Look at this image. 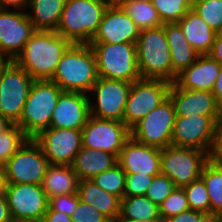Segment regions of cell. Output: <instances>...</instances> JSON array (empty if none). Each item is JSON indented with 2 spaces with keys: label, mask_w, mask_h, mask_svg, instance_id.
<instances>
[{
  "label": "cell",
  "mask_w": 222,
  "mask_h": 222,
  "mask_svg": "<svg viewBox=\"0 0 222 222\" xmlns=\"http://www.w3.org/2000/svg\"><path fill=\"white\" fill-rule=\"evenodd\" d=\"M71 44L57 31L37 30L13 61L33 80H52L60 58Z\"/></svg>",
  "instance_id": "cell-1"
},
{
  "label": "cell",
  "mask_w": 222,
  "mask_h": 222,
  "mask_svg": "<svg viewBox=\"0 0 222 222\" xmlns=\"http://www.w3.org/2000/svg\"><path fill=\"white\" fill-rule=\"evenodd\" d=\"M96 57L89 44L72 43L63 53L52 77L63 91L88 94L97 82Z\"/></svg>",
  "instance_id": "cell-2"
},
{
  "label": "cell",
  "mask_w": 222,
  "mask_h": 222,
  "mask_svg": "<svg viewBox=\"0 0 222 222\" xmlns=\"http://www.w3.org/2000/svg\"><path fill=\"white\" fill-rule=\"evenodd\" d=\"M106 6L102 0H66L57 32L75 44H89Z\"/></svg>",
  "instance_id": "cell-3"
},
{
  "label": "cell",
  "mask_w": 222,
  "mask_h": 222,
  "mask_svg": "<svg viewBox=\"0 0 222 222\" xmlns=\"http://www.w3.org/2000/svg\"><path fill=\"white\" fill-rule=\"evenodd\" d=\"M136 53L142 79H162L173 83L171 53L163 25L140 31Z\"/></svg>",
  "instance_id": "cell-4"
},
{
  "label": "cell",
  "mask_w": 222,
  "mask_h": 222,
  "mask_svg": "<svg viewBox=\"0 0 222 222\" xmlns=\"http://www.w3.org/2000/svg\"><path fill=\"white\" fill-rule=\"evenodd\" d=\"M63 90L52 80H34L17 125L28 138L50 127L51 116Z\"/></svg>",
  "instance_id": "cell-5"
},
{
  "label": "cell",
  "mask_w": 222,
  "mask_h": 222,
  "mask_svg": "<svg viewBox=\"0 0 222 222\" xmlns=\"http://www.w3.org/2000/svg\"><path fill=\"white\" fill-rule=\"evenodd\" d=\"M96 57L98 77L134 82L141 79L134 43H89Z\"/></svg>",
  "instance_id": "cell-6"
},
{
  "label": "cell",
  "mask_w": 222,
  "mask_h": 222,
  "mask_svg": "<svg viewBox=\"0 0 222 222\" xmlns=\"http://www.w3.org/2000/svg\"><path fill=\"white\" fill-rule=\"evenodd\" d=\"M209 160L205 151L169 145L161 149V174L169 177L176 187L183 188L201 177Z\"/></svg>",
  "instance_id": "cell-7"
},
{
  "label": "cell",
  "mask_w": 222,
  "mask_h": 222,
  "mask_svg": "<svg viewBox=\"0 0 222 222\" xmlns=\"http://www.w3.org/2000/svg\"><path fill=\"white\" fill-rule=\"evenodd\" d=\"M49 165L39 144L34 139L28 138L3 166L5 182L42 185Z\"/></svg>",
  "instance_id": "cell-8"
},
{
  "label": "cell",
  "mask_w": 222,
  "mask_h": 222,
  "mask_svg": "<svg viewBox=\"0 0 222 222\" xmlns=\"http://www.w3.org/2000/svg\"><path fill=\"white\" fill-rule=\"evenodd\" d=\"M131 85L132 82L98 77L87 94L90 115L122 122Z\"/></svg>",
  "instance_id": "cell-9"
},
{
  "label": "cell",
  "mask_w": 222,
  "mask_h": 222,
  "mask_svg": "<svg viewBox=\"0 0 222 222\" xmlns=\"http://www.w3.org/2000/svg\"><path fill=\"white\" fill-rule=\"evenodd\" d=\"M171 84L162 79L141 78L132 82L122 122L131 130L169 97Z\"/></svg>",
  "instance_id": "cell-10"
},
{
  "label": "cell",
  "mask_w": 222,
  "mask_h": 222,
  "mask_svg": "<svg viewBox=\"0 0 222 222\" xmlns=\"http://www.w3.org/2000/svg\"><path fill=\"white\" fill-rule=\"evenodd\" d=\"M34 80L13 60L0 72V114L17 124Z\"/></svg>",
  "instance_id": "cell-11"
},
{
  "label": "cell",
  "mask_w": 222,
  "mask_h": 222,
  "mask_svg": "<svg viewBox=\"0 0 222 222\" xmlns=\"http://www.w3.org/2000/svg\"><path fill=\"white\" fill-rule=\"evenodd\" d=\"M175 118L174 104L168 97L130 130L131 137L138 143L163 149L171 145Z\"/></svg>",
  "instance_id": "cell-12"
},
{
  "label": "cell",
  "mask_w": 222,
  "mask_h": 222,
  "mask_svg": "<svg viewBox=\"0 0 222 222\" xmlns=\"http://www.w3.org/2000/svg\"><path fill=\"white\" fill-rule=\"evenodd\" d=\"M82 146L97 149L119 157L125 142L131 137L130 129L120 121L89 116L82 128Z\"/></svg>",
  "instance_id": "cell-13"
},
{
  "label": "cell",
  "mask_w": 222,
  "mask_h": 222,
  "mask_svg": "<svg viewBox=\"0 0 222 222\" xmlns=\"http://www.w3.org/2000/svg\"><path fill=\"white\" fill-rule=\"evenodd\" d=\"M4 193L12 218L42 222L49 199L41 185L6 184Z\"/></svg>",
  "instance_id": "cell-14"
},
{
  "label": "cell",
  "mask_w": 222,
  "mask_h": 222,
  "mask_svg": "<svg viewBox=\"0 0 222 222\" xmlns=\"http://www.w3.org/2000/svg\"><path fill=\"white\" fill-rule=\"evenodd\" d=\"M216 136V122L208 115L176 117L171 145L211 153Z\"/></svg>",
  "instance_id": "cell-15"
},
{
  "label": "cell",
  "mask_w": 222,
  "mask_h": 222,
  "mask_svg": "<svg viewBox=\"0 0 222 222\" xmlns=\"http://www.w3.org/2000/svg\"><path fill=\"white\" fill-rule=\"evenodd\" d=\"M33 139L50 164L71 165L82 148V132L76 129L49 127Z\"/></svg>",
  "instance_id": "cell-16"
},
{
  "label": "cell",
  "mask_w": 222,
  "mask_h": 222,
  "mask_svg": "<svg viewBox=\"0 0 222 222\" xmlns=\"http://www.w3.org/2000/svg\"><path fill=\"white\" fill-rule=\"evenodd\" d=\"M36 31L25 11L0 9V51L11 60Z\"/></svg>",
  "instance_id": "cell-17"
},
{
  "label": "cell",
  "mask_w": 222,
  "mask_h": 222,
  "mask_svg": "<svg viewBox=\"0 0 222 222\" xmlns=\"http://www.w3.org/2000/svg\"><path fill=\"white\" fill-rule=\"evenodd\" d=\"M169 97L174 104L176 117L208 115L216 122L222 108L212 92L183 89L175 82L171 84Z\"/></svg>",
  "instance_id": "cell-18"
},
{
  "label": "cell",
  "mask_w": 222,
  "mask_h": 222,
  "mask_svg": "<svg viewBox=\"0 0 222 222\" xmlns=\"http://www.w3.org/2000/svg\"><path fill=\"white\" fill-rule=\"evenodd\" d=\"M140 30L122 8H106L97 33L90 43H134Z\"/></svg>",
  "instance_id": "cell-19"
},
{
  "label": "cell",
  "mask_w": 222,
  "mask_h": 222,
  "mask_svg": "<svg viewBox=\"0 0 222 222\" xmlns=\"http://www.w3.org/2000/svg\"><path fill=\"white\" fill-rule=\"evenodd\" d=\"M89 116L87 94L62 91L52 112L50 127L82 130Z\"/></svg>",
  "instance_id": "cell-20"
},
{
  "label": "cell",
  "mask_w": 222,
  "mask_h": 222,
  "mask_svg": "<svg viewBox=\"0 0 222 222\" xmlns=\"http://www.w3.org/2000/svg\"><path fill=\"white\" fill-rule=\"evenodd\" d=\"M161 149L138 143L130 137L120 151L117 163L126 174H161Z\"/></svg>",
  "instance_id": "cell-21"
},
{
  "label": "cell",
  "mask_w": 222,
  "mask_h": 222,
  "mask_svg": "<svg viewBox=\"0 0 222 222\" xmlns=\"http://www.w3.org/2000/svg\"><path fill=\"white\" fill-rule=\"evenodd\" d=\"M220 64L209 54L199 55L196 61L179 73L174 81L180 88L212 92Z\"/></svg>",
  "instance_id": "cell-22"
},
{
  "label": "cell",
  "mask_w": 222,
  "mask_h": 222,
  "mask_svg": "<svg viewBox=\"0 0 222 222\" xmlns=\"http://www.w3.org/2000/svg\"><path fill=\"white\" fill-rule=\"evenodd\" d=\"M163 27L170 48L174 82L177 75L193 64L200 54L188 44L177 22L164 23Z\"/></svg>",
  "instance_id": "cell-23"
},
{
  "label": "cell",
  "mask_w": 222,
  "mask_h": 222,
  "mask_svg": "<svg viewBox=\"0 0 222 222\" xmlns=\"http://www.w3.org/2000/svg\"><path fill=\"white\" fill-rule=\"evenodd\" d=\"M115 164H117L115 155L82 146L71 167L79 180H91L94 176L109 170Z\"/></svg>",
  "instance_id": "cell-24"
},
{
  "label": "cell",
  "mask_w": 222,
  "mask_h": 222,
  "mask_svg": "<svg viewBox=\"0 0 222 222\" xmlns=\"http://www.w3.org/2000/svg\"><path fill=\"white\" fill-rule=\"evenodd\" d=\"M177 23L180 25L188 44L200 55L211 52L216 32L194 10H189Z\"/></svg>",
  "instance_id": "cell-25"
},
{
  "label": "cell",
  "mask_w": 222,
  "mask_h": 222,
  "mask_svg": "<svg viewBox=\"0 0 222 222\" xmlns=\"http://www.w3.org/2000/svg\"><path fill=\"white\" fill-rule=\"evenodd\" d=\"M77 194L81 202L94 206L111 222L120 215L121 198L106 192L91 180H79Z\"/></svg>",
  "instance_id": "cell-26"
},
{
  "label": "cell",
  "mask_w": 222,
  "mask_h": 222,
  "mask_svg": "<svg viewBox=\"0 0 222 222\" xmlns=\"http://www.w3.org/2000/svg\"><path fill=\"white\" fill-rule=\"evenodd\" d=\"M79 178L71 165L50 164L42 182L48 199L65 194L77 193Z\"/></svg>",
  "instance_id": "cell-27"
},
{
  "label": "cell",
  "mask_w": 222,
  "mask_h": 222,
  "mask_svg": "<svg viewBox=\"0 0 222 222\" xmlns=\"http://www.w3.org/2000/svg\"><path fill=\"white\" fill-rule=\"evenodd\" d=\"M66 0H30L26 12L36 30L56 31Z\"/></svg>",
  "instance_id": "cell-28"
},
{
  "label": "cell",
  "mask_w": 222,
  "mask_h": 222,
  "mask_svg": "<svg viewBox=\"0 0 222 222\" xmlns=\"http://www.w3.org/2000/svg\"><path fill=\"white\" fill-rule=\"evenodd\" d=\"M120 218L143 221L161 217L159 206L146 196H124L121 199Z\"/></svg>",
  "instance_id": "cell-29"
},
{
  "label": "cell",
  "mask_w": 222,
  "mask_h": 222,
  "mask_svg": "<svg viewBox=\"0 0 222 222\" xmlns=\"http://www.w3.org/2000/svg\"><path fill=\"white\" fill-rule=\"evenodd\" d=\"M122 9L140 31L163 25L151 0H129Z\"/></svg>",
  "instance_id": "cell-30"
},
{
  "label": "cell",
  "mask_w": 222,
  "mask_h": 222,
  "mask_svg": "<svg viewBox=\"0 0 222 222\" xmlns=\"http://www.w3.org/2000/svg\"><path fill=\"white\" fill-rule=\"evenodd\" d=\"M210 198V212L222 214V166L209 160L201 174Z\"/></svg>",
  "instance_id": "cell-31"
},
{
  "label": "cell",
  "mask_w": 222,
  "mask_h": 222,
  "mask_svg": "<svg viewBox=\"0 0 222 222\" xmlns=\"http://www.w3.org/2000/svg\"><path fill=\"white\" fill-rule=\"evenodd\" d=\"M161 22H179L192 9L193 0H151Z\"/></svg>",
  "instance_id": "cell-32"
},
{
  "label": "cell",
  "mask_w": 222,
  "mask_h": 222,
  "mask_svg": "<svg viewBox=\"0 0 222 222\" xmlns=\"http://www.w3.org/2000/svg\"><path fill=\"white\" fill-rule=\"evenodd\" d=\"M91 181L110 194L121 199L124 197L126 173L118 163L109 170L94 176Z\"/></svg>",
  "instance_id": "cell-33"
},
{
  "label": "cell",
  "mask_w": 222,
  "mask_h": 222,
  "mask_svg": "<svg viewBox=\"0 0 222 222\" xmlns=\"http://www.w3.org/2000/svg\"><path fill=\"white\" fill-rule=\"evenodd\" d=\"M27 139L28 137L17 124H12L0 135L1 167L6 164V162L17 152Z\"/></svg>",
  "instance_id": "cell-34"
},
{
  "label": "cell",
  "mask_w": 222,
  "mask_h": 222,
  "mask_svg": "<svg viewBox=\"0 0 222 222\" xmlns=\"http://www.w3.org/2000/svg\"><path fill=\"white\" fill-rule=\"evenodd\" d=\"M194 10L215 32L222 30V0H193Z\"/></svg>",
  "instance_id": "cell-35"
},
{
  "label": "cell",
  "mask_w": 222,
  "mask_h": 222,
  "mask_svg": "<svg viewBox=\"0 0 222 222\" xmlns=\"http://www.w3.org/2000/svg\"><path fill=\"white\" fill-rule=\"evenodd\" d=\"M183 188L191 210L210 213V198L206 184L201 177Z\"/></svg>",
  "instance_id": "cell-36"
},
{
  "label": "cell",
  "mask_w": 222,
  "mask_h": 222,
  "mask_svg": "<svg viewBox=\"0 0 222 222\" xmlns=\"http://www.w3.org/2000/svg\"><path fill=\"white\" fill-rule=\"evenodd\" d=\"M190 209L184 188L175 190L159 205L160 216L165 220Z\"/></svg>",
  "instance_id": "cell-37"
},
{
  "label": "cell",
  "mask_w": 222,
  "mask_h": 222,
  "mask_svg": "<svg viewBox=\"0 0 222 222\" xmlns=\"http://www.w3.org/2000/svg\"><path fill=\"white\" fill-rule=\"evenodd\" d=\"M175 188L174 182L169 177L159 174L154 176L145 196L159 206Z\"/></svg>",
  "instance_id": "cell-38"
},
{
  "label": "cell",
  "mask_w": 222,
  "mask_h": 222,
  "mask_svg": "<svg viewBox=\"0 0 222 222\" xmlns=\"http://www.w3.org/2000/svg\"><path fill=\"white\" fill-rule=\"evenodd\" d=\"M153 178L141 173L126 174L124 196H145Z\"/></svg>",
  "instance_id": "cell-39"
},
{
  "label": "cell",
  "mask_w": 222,
  "mask_h": 222,
  "mask_svg": "<svg viewBox=\"0 0 222 222\" xmlns=\"http://www.w3.org/2000/svg\"><path fill=\"white\" fill-rule=\"evenodd\" d=\"M73 222H111L103 213L94 206L83 203L80 200L71 215Z\"/></svg>",
  "instance_id": "cell-40"
},
{
  "label": "cell",
  "mask_w": 222,
  "mask_h": 222,
  "mask_svg": "<svg viewBox=\"0 0 222 222\" xmlns=\"http://www.w3.org/2000/svg\"><path fill=\"white\" fill-rule=\"evenodd\" d=\"M79 197L77 193L58 195L49 199L48 206L55 211L71 216L78 204Z\"/></svg>",
  "instance_id": "cell-41"
},
{
  "label": "cell",
  "mask_w": 222,
  "mask_h": 222,
  "mask_svg": "<svg viewBox=\"0 0 222 222\" xmlns=\"http://www.w3.org/2000/svg\"><path fill=\"white\" fill-rule=\"evenodd\" d=\"M203 212L188 209L175 216L165 219V222H198Z\"/></svg>",
  "instance_id": "cell-42"
},
{
  "label": "cell",
  "mask_w": 222,
  "mask_h": 222,
  "mask_svg": "<svg viewBox=\"0 0 222 222\" xmlns=\"http://www.w3.org/2000/svg\"><path fill=\"white\" fill-rule=\"evenodd\" d=\"M42 222H73L71 216L60 211L52 210L49 206L44 214Z\"/></svg>",
  "instance_id": "cell-43"
},
{
  "label": "cell",
  "mask_w": 222,
  "mask_h": 222,
  "mask_svg": "<svg viewBox=\"0 0 222 222\" xmlns=\"http://www.w3.org/2000/svg\"><path fill=\"white\" fill-rule=\"evenodd\" d=\"M30 0H0V9L21 10L27 12Z\"/></svg>",
  "instance_id": "cell-44"
},
{
  "label": "cell",
  "mask_w": 222,
  "mask_h": 222,
  "mask_svg": "<svg viewBox=\"0 0 222 222\" xmlns=\"http://www.w3.org/2000/svg\"><path fill=\"white\" fill-rule=\"evenodd\" d=\"M209 55L220 65H222V30L216 32L213 48Z\"/></svg>",
  "instance_id": "cell-45"
},
{
  "label": "cell",
  "mask_w": 222,
  "mask_h": 222,
  "mask_svg": "<svg viewBox=\"0 0 222 222\" xmlns=\"http://www.w3.org/2000/svg\"><path fill=\"white\" fill-rule=\"evenodd\" d=\"M209 157L212 162L222 166V138L214 139V144Z\"/></svg>",
  "instance_id": "cell-46"
},
{
  "label": "cell",
  "mask_w": 222,
  "mask_h": 222,
  "mask_svg": "<svg viewBox=\"0 0 222 222\" xmlns=\"http://www.w3.org/2000/svg\"><path fill=\"white\" fill-rule=\"evenodd\" d=\"M11 218L7 199L3 192L0 194V222H8Z\"/></svg>",
  "instance_id": "cell-47"
},
{
  "label": "cell",
  "mask_w": 222,
  "mask_h": 222,
  "mask_svg": "<svg viewBox=\"0 0 222 222\" xmlns=\"http://www.w3.org/2000/svg\"><path fill=\"white\" fill-rule=\"evenodd\" d=\"M212 93L214 94L216 101L222 106V65H220V70Z\"/></svg>",
  "instance_id": "cell-48"
},
{
  "label": "cell",
  "mask_w": 222,
  "mask_h": 222,
  "mask_svg": "<svg viewBox=\"0 0 222 222\" xmlns=\"http://www.w3.org/2000/svg\"><path fill=\"white\" fill-rule=\"evenodd\" d=\"M198 222H220V215L217 213H203Z\"/></svg>",
  "instance_id": "cell-49"
},
{
  "label": "cell",
  "mask_w": 222,
  "mask_h": 222,
  "mask_svg": "<svg viewBox=\"0 0 222 222\" xmlns=\"http://www.w3.org/2000/svg\"><path fill=\"white\" fill-rule=\"evenodd\" d=\"M107 8H122L129 0H102Z\"/></svg>",
  "instance_id": "cell-50"
},
{
  "label": "cell",
  "mask_w": 222,
  "mask_h": 222,
  "mask_svg": "<svg viewBox=\"0 0 222 222\" xmlns=\"http://www.w3.org/2000/svg\"><path fill=\"white\" fill-rule=\"evenodd\" d=\"M113 222H165V220L162 217L152 218L148 220L143 221H134V220H128L125 218H120L119 216L113 221Z\"/></svg>",
  "instance_id": "cell-51"
},
{
  "label": "cell",
  "mask_w": 222,
  "mask_h": 222,
  "mask_svg": "<svg viewBox=\"0 0 222 222\" xmlns=\"http://www.w3.org/2000/svg\"><path fill=\"white\" fill-rule=\"evenodd\" d=\"M215 138H222V108L216 121V136Z\"/></svg>",
  "instance_id": "cell-52"
},
{
  "label": "cell",
  "mask_w": 222,
  "mask_h": 222,
  "mask_svg": "<svg viewBox=\"0 0 222 222\" xmlns=\"http://www.w3.org/2000/svg\"><path fill=\"white\" fill-rule=\"evenodd\" d=\"M12 123L0 114V135L6 131Z\"/></svg>",
  "instance_id": "cell-53"
},
{
  "label": "cell",
  "mask_w": 222,
  "mask_h": 222,
  "mask_svg": "<svg viewBox=\"0 0 222 222\" xmlns=\"http://www.w3.org/2000/svg\"><path fill=\"white\" fill-rule=\"evenodd\" d=\"M11 61L2 51H0V72L7 66Z\"/></svg>",
  "instance_id": "cell-54"
},
{
  "label": "cell",
  "mask_w": 222,
  "mask_h": 222,
  "mask_svg": "<svg viewBox=\"0 0 222 222\" xmlns=\"http://www.w3.org/2000/svg\"><path fill=\"white\" fill-rule=\"evenodd\" d=\"M5 176H4V169L0 166V194L4 192L5 189Z\"/></svg>",
  "instance_id": "cell-55"
},
{
  "label": "cell",
  "mask_w": 222,
  "mask_h": 222,
  "mask_svg": "<svg viewBox=\"0 0 222 222\" xmlns=\"http://www.w3.org/2000/svg\"><path fill=\"white\" fill-rule=\"evenodd\" d=\"M8 222H31V221L11 218Z\"/></svg>",
  "instance_id": "cell-56"
},
{
  "label": "cell",
  "mask_w": 222,
  "mask_h": 222,
  "mask_svg": "<svg viewBox=\"0 0 222 222\" xmlns=\"http://www.w3.org/2000/svg\"><path fill=\"white\" fill-rule=\"evenodd\" d=\"M220 222H222V214H220Z\"/></svg>",
  "instance_id": "cell-57"
}]
</instances>
